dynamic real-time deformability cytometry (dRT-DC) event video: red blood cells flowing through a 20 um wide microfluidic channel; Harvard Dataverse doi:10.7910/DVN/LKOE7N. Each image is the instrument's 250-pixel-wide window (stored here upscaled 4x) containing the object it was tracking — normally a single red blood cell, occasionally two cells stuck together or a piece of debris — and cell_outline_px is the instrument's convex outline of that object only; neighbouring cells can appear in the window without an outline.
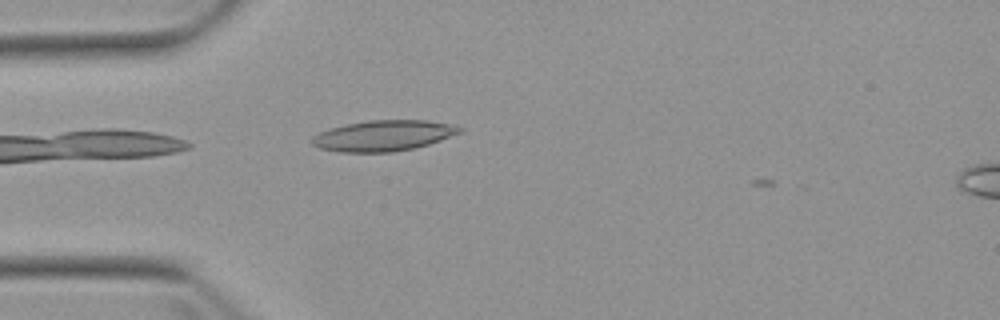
{"species": "Egyptian fruit bat (a non-hibernating species)", "species_latin": "Rousettus aegyptiacus", "temperature_condition": "warm", "stored_images_in_passage": 4, "camera_frame_rate_fps": 3000, "um_per_image_px": 0.085, "animal": {"sex": "female"}, "frame": {"image": 1, "passage_image": 3, "time_ms": 2.0, "image_size_px": [1000, 320], "cell_outline_px": [[464, 132], [428, 144], [412, 148], [392, 152], [340, 152], [320, 148], [312, 144], [312, 136], [328, 128], [368, 120], [424, 120], [452, 124], [464, 128]], "centroid_in_image_um": [32.61, 11.52], "position_along_channel_um": 52.4, "area_um2": 26.41}}